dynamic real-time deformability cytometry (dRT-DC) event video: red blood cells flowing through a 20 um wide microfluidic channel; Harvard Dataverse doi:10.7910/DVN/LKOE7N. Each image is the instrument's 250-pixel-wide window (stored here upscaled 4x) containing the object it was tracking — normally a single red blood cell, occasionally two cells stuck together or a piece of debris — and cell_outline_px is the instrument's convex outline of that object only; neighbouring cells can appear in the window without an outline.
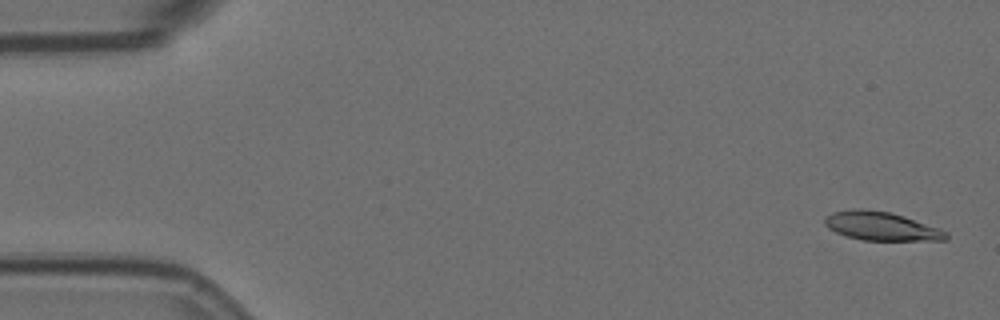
{"species": "Egyptian fruit bat (a non-hibernating species)", "species_latin": "Rousettus aegyptiacus", "temperature_condition": "room temperature", "stored_images_in_passage": 57, "camera_frame_rate_fps": 3000, "um_per_image_px": 0.085, "animal": {"sex": "female"}, "frame": {"image": 1, "passage_image": 2, "time_ms": 0.333, "image_size_px": [1000, 320], "cell_outline_px": [[948, 236], [944, 240], [864, 240], [848, 236], [836, 232], [828, 228], [824, 224], [824, 220], [832, 212], [852, 208], [864, 208], [892, 212], [940, 228], [948, 232]], "centroid_in_image_um": [74.91, 19.2], "position_along_channel_um": 10.1, "area_um2": 20.29}}
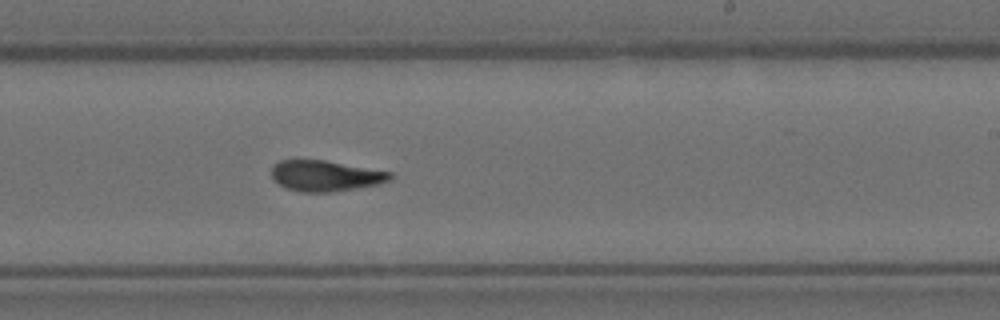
{"frame": {"image": 2, "passage_image": 34, "time_ms": 11.0, "image_size_px": [1000, 320], "cell_outline_px": [[392, 176], [388, 180], [376, 184], [356, 188], [332, 192], [300, 192], [288, 188], [272, 180], [272, 164], [280, 160], [324, 160], [392, 172]], "centroid_in_image_um": [27.61, 14.94], "position_along_channel_um": 261.4, "area_um2": 21.1}}
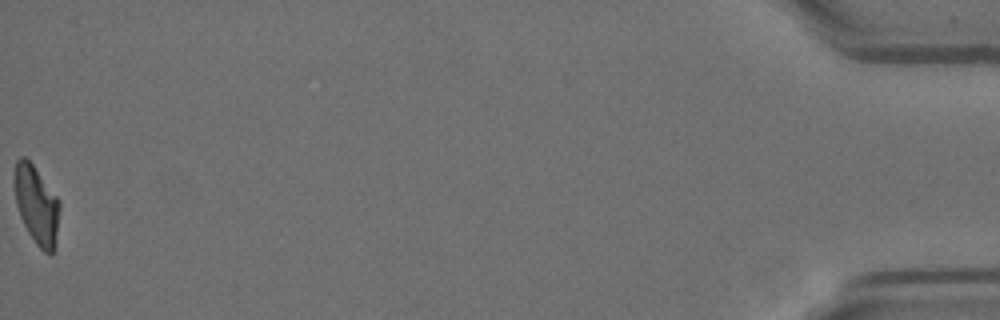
{"frame": {"image": 3, "passage_image": 57, "time_ms": 18.667, "image_size_px": [1000, 320], "cell_outline_px": [[60, 208], [52, 256], [44, 252], [36, 244], [28, 232], [20, 216], [16, 204], [16, 160], [20, 156], [24, 156], [32, 164], [60, 200]], "centroid_in_image_um": [3.13, 17.44], "position_along_channel_um": 432.1, "area_um2": 20.06}, "authors_computed_cell_mechanics": {"area_um2": 21.386, "velocity_mm_per_s": 3.5699, "shape_relaxation_time_tau1_ms": 5.0093, "shape_relaxation_time_tau2_ms": 2.1772, "deformation_change_tau1": 0.1851, "deformation_change_tau2": 0.0979}}